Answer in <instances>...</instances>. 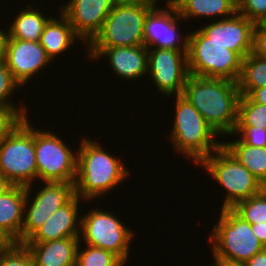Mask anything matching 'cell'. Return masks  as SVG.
Returning a JSON list of instances; mask_svg holds the SVG:
<instances>
[{
  "mask_svg": "<svg viewBox=\"0 0 266 266\" xmlns=\"http://www.w3.org/2000/svg\"><path fill=\"white\" fill-rule=\"evenodd\" d=\"M185 97L217 135H232L237 124L240 92L238 82L189 75Z\"/></svg>",
  "mask_w": 266,
  "mask_h": 266,
  "instance_id": "obj_1",
  "label": "cell"
},
{
  "mask_svg": "<svg viewBox=\"0 0 266 266\" xmlns=\"http://www.w3.org/2000/svg\"><path fill=\"white\" fill-rule=\"evenodd\" d=\"M77 156L75 195L89 201L105 194L128 176L118 158L111 156L99 143L83 138Z\"/></svg>",
  "mask_w": 266,
  "mask_h": 266,
  "instance_id": "obj_2",
  "label": "cell"
},
{
  "mask_svg": "<svg viewBox=\"0 0 266 266\" xmlns=\"http://www.w3.org/2000/svg\"><path fill=\"white\" fill-rule=\"evenodd\" d=\"M176 114L170 135L175 149L199 164L216 151L222 142L214 140L215 131L199 111L182 95L176 96ZM213 150V151H212Z\"/></svg>",
  "mask_w": 266,
  "mask_h": 266,
  "instance_id": "obj_3",
  "label": "cell"
},
{
  "mask_svg": "<svg viewBox=\"0 0 266 266\" xmlns=\"http://www.w3.org/2000/svg\"><path fill=\"white\" fill-rule=\"evenodd\" d=\"M243 58L232 50L210 42L200 30L188 34V70L197 77L238 82Z\"/></svg>",
  "mask_w": 266,
  "mask_h": 266,
  "instance_id": "obj_4",
  "label": "cell"
},
{
  "mask_svg": "<svg viewBox=\"0 0 266 266\" xmlns=\"http://www.w3.org/2000/svg\"><path fill=\"white\" fill-rule=\"evenodd\" d=\"M214 259L247 262L266 247L257 239L252 225L231 208L221 209L219 221L210 236Z\"/></svg>",
  "mask_w": 266,
  "mask_h": 266,
  "instance_id": "obj_5",
  "label": "cell"
},
{
  "mask_svg": "<svg viewBox=\"0 0 266 266\" xmlns=\"http://www.w3.org/2000/svg\"><path fill=\"white\" fill-rule=\"evenodd\" d=\"M214 153V154H213ZM199 164L227 190L222 209L260 193L263 184L222 145ZM216 153V155H215Z\"/></svg>",
  "mask_w": 266,
  "mask_h": 266,
  "instance_id": "obj_6",
  "label": "cell"
},
{
  "mask_svg": "<svg viewBox=\"0 0 266 266\" xmlns=\"http://www.w3.org/2000/svg\"><path fill=\"white\" fill-rule=\"evenodd\" d=\"M0 173L12 185L24 187L37 179L34 128L27 118L0 143Z\"/></svg>",
  "mask_w": 266,
  "mask_h": 266,
  "instance_id": "obj_7",
  "label": "cell"
},
{
  "mask_svg": "<svg viewBox=\"0 0 266 266\" xmlns=\"http://www.w3.org/2000/svg\"><path fill=\"white\" fill-rule=\"evenodd\" d=\"M152 6L117 1L102 30L88 47H136L144 45L143 29L147 13Z\"/></svg>",
  "mask_w": 266,
  "mask_h": 266,
  "instance_id": "obj_8",
  "label": "cell"
},
{
  "mask_svg": "<svg viewBox=\"0 0 266 266\" xmlns=\"http://www.w3.org/2000/svg\"><path fill=\"white\" fill-rule=\"evenodd\" d=\"M37 178L44 182L74 183L77 156L58 136L34 129Z\"/></svg>",
  "mask_w": 266,
  "mask_h": 266,
  "instance_id": "obj_9",
  "label": "cell"
},
{
  "mask_svg": "<svg viewBox=\"0 0 266 266\" xmlns=\"http://www.w3.org/2000/svg\"><path fill=\"white\" fill-rule=\"evenodd\" d=\"M80 224L85 245L110 251L126 263L133 232L117 217L95 208L80 219Z\"/></svg>",
  "mask_w": 266,
  "mask_h": 266,
  "instance_id": "obj_10",
  "label": "cell"
},
{
  "mask_svg": "<svg viewBox=\"0 0 266 266\" xmlns=\"http://www.w3.org/2000/svg\"><path fill=\"white\" fill-rule=\"evenodd\" d=\"M45 186L36 193L32 203L30 200L31 186L26 187V201L21 231V243H24L58 208L67 204L75 196V185L69 182H45ZM29 204L30 207H29ZM29 208H28V207ZM28 210H27V209ZM27 210V211H26Z\"/></svg>",
  "mask_w": 266,
  "mask_h": 266,
  "instance_id": "obj_11",
  "label": "cell"
},
{
  "mask_svg": "<svg viewBox=\"0 0 266 266\" xmlns=\"http://www.w3.org/2000/svg\"><path fill=\"white\" fill-rule=\"evenodd\" d=\"M187 52L158 48L148 50V72L158 91L167 96L182 95L190 75Z\"/></svg>",
  "mask_w": 266,
  "mask_h": 266,
  "instance_id": "obj_12",
  "label": "cell"
},
{
  "mask_svg": "<svg viewBox=\"0 0 266 266\" xmlns=\"http://www.w3.org/2000/svg\"><path fill=\"white\" fill-rule=\"evenodd\" d=\"M167 7L166 9H156L157 7H153L147 13L143 29L144 46L147 49L154 46L158 49L188 51V35L183 37V41H179L180 37L176 21L181 19V16L174 4H168ZM177 41L183 42L182 46Z\"/></svg>",
  "mask_w": 266,
  "mask_h": 266,
  "instance_id": "obj_13",
  "label": "cell"
},
{
  "mask_svg": "<svg viewBox=\"0 0 266 266\" xmlns=\"http://www.w3.org/2000/svg\"><path fill=\"white\" fill-rule=\"evenodd\" d=\"M254 28V22L236 12L199 30L210 42L237 52L244 59L253 49Z\"/></svg>",
  "mask_w": 266,
  "mask_h": 266,
  "instance_id": "obj_14",
  "label": "cell"
},
{
  "mask_svg": "<svg viewBox=\"0 0 266 266\" xmlns=\"http://www.w3.org/2000/svg\"><path fill=\"white\" fill-rule=\"evenodd\" d=\"M116 2L117 0H70L66 6H61V12L74 32L87 44L102 30L104 20Z\"/></svg>",
  "mask_w": 266,
  "mask_h": 266,
  "instance_id": "obj_15",
  "label": "cell"
},
{
  "mask_svg": "<svg viewBox=\"0 0 266 266\" xmlns=\"http://www.w3.org/2000/svg\"><path fill=\"white\" fill-rule=\"evenodd\" d=\"M49 61L51 59L39 42L8 39L5 62L19 86L25 85Z\"/></svg>",
  "mask_w": 266,
  "mask_h": 266,
  "instance_id": "obj_16",
  "label": "cell"
},
{
  "mask_svg": "<svg viewBox=\"0 0 266 266\" xmlns=\"http://www.w3.org/2000/svg\"><path fill=\"white\" fill-rule=\"evenodd\" d=\"M88 57L97 59L108 56L115 74L124 79H137L148 73V49L136 47H88Z\"/></svg>",
  "mask_w": 266,
  "mask_h": 266,
  "instance_id": "obj_17",
  "label": "cell"
},
{
  "mask_svg": "<svg viewBox=\"0 0 266 266\" xmlns=\"http://www.w3.org/2000/svg\"><path fill=\"white\" fill-rule=\"evenodd\" d=\"M79 197L75 195L67 204L58 208L24 243H43L66 237H78ZM78 224V225H77ZM78 226V227H77Z\"/></svg>",
  "mask_w": 266,
  "mask_h": 266,
  "instance_id": "obj_18",
  "label": "cell"
},
{
  "mask_svg": "<svg viewBox=\"0 0 266 266\" xmlns=\"http://www.w3.org/2000/svg\"><path fill=\"white\" fill-rule=\"evenodd\" d=\"M26 187L12 185L0 195V235L8 243H21Z\"/></svg>",
  "mask_w": 266,
  "mask_h": 266,
  "instance_id": "obj_19",
  "label": "cell"
},
{
  "mask_svg": "<svg viewBox=\"0 0 266 266\" xmlns=\"http://www.w3.org/2000/svg\"><path fill=\"white\" fill-rule=\"evenodd\" d=\"M81 240L79 236L23 244L31 254L33 266H76L77 249Z\"/></svg>",
  "mask_w": 266,
  "mask_h": 266,
  "instance_id": "obj_20",
  "label": "cell"
},
{
  "mask_svg": "<svg viewBox=\"0 0 266 266\" xmlns=\"http://www.w3.org/2000/svg\"><path fill=\"white\" fill-rule=\"evenodd\" d=\"M61 15L60 21L55 18L48 20L39 41L51 60L70 48L76 38H80L68 19Z\"/></svg>",
  "mask_w": 266,
  "mask_h": 266,
  "instance_id": "obj_21",
  "label": "cell"
},
{
  "mask_svg": "<svg viewBox=\"0 0 266 266\" xmlns=\"http://www.w3.org/2000/svg\"><path fill=\"white\" fill-rule=\"evenodd\" d=\"M174 5L182 19L212 15L228 18L237 12V0H178Z\"/></svg>",
  "mask_w": 266,
  "mask_h": 266,
  "instance_id": "obj_22",
  "label": "cell"
},
{
  "mask_svg": "<svg viewBox=\"0 0 266 266\" xmlns=\"http://www.w3.org/2000/svg\"><path fill=\"white\" fill-rule=\"evenodd\" d=\"M222 146L266 187V147H253L240 139Z\"/></svg>",
  "mask_w": 266,
  "mask_h": 266,
  "instance_id": "obj_23",
  "label": "cell"
},
{
  "mask_svg": "<svg viewBox=\"0 0 266 266\" xmlns=\"http://www.w3.org/2000/svg\"><path fill=\"white\" fill-rule=\"evenodd\" d=\"M30 8L28 7L26 11H20V14L17 15L8 30V39L40 41L44 26L50 18H45L38 10L33 9V7Z\"/></svg>",
  "mask_w": 266,
  "mask_h": 266,
  "instance_id": "obj_24",
  "label": "cell"
},
{
  "mask_svg": "<svg viewBox=\"0 0 266 266\" xmlns=\"http://www.w3.org/2000/svg\"><path fill=\"white\" fill-rule=\"evenodd\" d=\"M266 86V58L252 52L242 60V70L238 80L240 95H248L253 89Z\"/></svg>",
  "mask_w": 266,
  "mask_h": 266,
  "instance_id": "obj_25",
  "label": "cell"
},
{
  "mask_svg": "<svg viewBox=\"0 0 266 266\" xmlns=\"http://www.w3.org/2000/svg\"><path fill=\"white\" fill-rule=\"evenodd\" d=\"M231 209L251 225L266 222V187L260 193L239 201Z\"/></svg>",
  "mask_w": 266,
  "mask_h": 266,
  "instance_id": "obj_26",
  "label": "cell"
},
{
  "mask_svg": "<svg viewBox=\"0 0 266 266\" xmlns=\"http://www.w3.org/2000/svg\"><path fill=\"white\" fill-rule=\"evenodd\" d=\"M236 126L266 129V104L255 103L247 95H240Z\"/></svg>",
  "mask_w": 266,
  "mask_h": 266,
  "instance_id": "obj_27",
  "label": "cell"
},
{
  "mask_svg": "<svg viewBox=\"0 0 266 266\" xmlns=\"http://www.w3.org/2000/svg\"><path fill=\"white\" fill-rule=\"evenodd\" d=\"M89 247V248H88ZM124 262L114 253L87 244V249H77L76 266H124Z\"/></svg>",
  "mask_w": 266,
  "mask_h": 266,
  "instance_id": "obj_28",
  "label": "cell"
},
{
  "mask_svg": "<svg viewBox=\"0 0 266 266\" xmlns=\"http://www.w3.org/2000/svg\"><path fill=\"white\" fill-rule=\"evenodd\" d=\"M0 266H33V262L23 243H8L0 248Z\"/></svg>",
  "mask_w": 266,
  "mask_h": 266,
  "instance_id": "obj_29",
  "label": "cell"
},
{
  "mask_svg": "<svg viewBox=\"0 0 266 266\" xmlns=\"http://www.w3.org/2000/svg\"><path fill=\"white\" fill-rule=\"evenodd\" d=\"M23 107H0V143L5 140L25 118H27V109L25 106Z\"/></svg>",
  "mask_w": 266,
  "mask_h": 266,
  "instance_id": "obj_30",
  "label": "cell"
},
{
  "mask_svg": "<svg viewBox=\"0 0 266 266\" xmlns=\"http://www.w3.org/2000/svg\"><path fill=\"white\" fill-rule=\"evenodd\" d=\"M18 85L19 84L12 77L11 71L7 67L5 60L0 61V107H17L11 104L7 99L9 98V95L11 93L13 94V91L19 87Z\"/></svg>",
  "mask_w": 266,
  "mask_h": 266,
  "instance_id": "obj_31",
  "label": "cell"
},
{
  "mask_svg": "<svg viewBox=\"0 0 266 266\" xmlns=\"http://www.w3.org/2000/svg\"><path fill=\"white\" fill-rule=\"evenodd\" d=\"M241 133L243 143L253 147H266V129L253 126H236L234 133Z\"/></svg>",
  "mask_w": 266,
  "mask_h": 266,
  "instance_id": "obj_32",
  "label": "cell"
},
{
  "mask_svg": "<svg viewBox=\"0 0 266 266\" xmlns=\"http://www.w3.org/2000/svg\"><path fill=\"white\" fill-rule=\"evenodd\" d=\"M266 12V0H237V13L255 22Z\"/></svg>",
  "mask_w": 266,
  "mask_h": 266,
  "instance_id": "obj_33",
  "label": "cell"
},
{
  "mask_svg": "<svg viewBox=\"0 0 266 266\" xmlns=\"http://www.w3.org/2000/svg\"><path fill=\"white\" fill-rule=\"evenodd\" d=\"M252 53L258 57L266 58V32H253V49Z\"/></svg>",
  "mask_w": 266,
  "mask_h": 266,
  "instance_id": "obj_34",
  "label": "cell"
},
{
  "mask_svg": "<svg viewBox=\"0 0 266 266\" xmlns=\"http://www.w3.org/2000/svg\"><path fill=\"white\" fill-rule=\"evenodd\" d=\"M247 96L255 103L266 104V86L253 89Z\"/></svg>",
  "mask_w": 266,
  "mask_h": 266,
  "instance_id": "obj_35",
  "label": "cell"
},
{
  "mask_svg": "<svg viewBox=\"0 0 266 266\" xmlns=\"http://www.w3.org/2000/svg\"><path fill=\"white\" fill-rule=\"evenodd\" d=\"M252 231L257 239L266 247V222L253 224Z\"/></svg>",
  "mask_w": 266,
  "mask_h": 266,
  "instance_id": "obj_36",
  "label": "cell"
},
{
  "mask_svg": "<svg viewBox=\"0 0 266 266\" xmlns=\"http://www.w3.org/2000/svg\"><path fill=\"white\" fill-rule=\"evenodd\" d=\"M245 264L246 266H266V248L253 255Z\"/></svg>",
  "mask_w": 266,
  "mask_h": 266,
  "instance_id": "obj_37",
  "label": "cell"
},
{
  "mask_svg": "<svg viewBox=\"0 0 266 266\" xmlns=\"http://www.w3.org/2000/svg\"><path fill=\"white\" fill-rule=\"evenodd\" d=\"M9 38V33H5L0 29V61L5 60V53L7 47V41Z\"/></svg>",
  "mask_w": 266,
  "mask_h": 266,
  "instance_id": "obj_38",
  "label": "cell"
},
{
  "mask_svg": "<svg viewBox=\"0 0 266 266\" xmlns=\"http://www.w3.org/2000/svg\"><path fill=\"white\" fill-rule=\"evenodd\" d=\"M215 264L211 266H246L245 262L233 261L229 259H215Z\"/></svg>",
  "mask_w": 266,
  "mask_h": 266,
  "instance_id": "obj_39",
  "label": "cell"
},
{
  "mask_svg": "<svg viewBox=\"0 0 266 266\" xmlns=\"http://www.w3.org/2000/svg\"><path fill=\"white\" fill-rule=\"evenodd\" d=\"M254 31L266 32V12L254 22Z\"/></svg>",
  "mask_w": 266,
  "mask_h": 266,
  "instance_id": "obj_40",
  "label": "cell"
},
{
  "mask_svg": "<svg viewBox=\"0 0 266 266\" xmlns=\"http://www.w3.org/2000/svg\"><path fill=\"white\" fill-rule=\"evenodd\" d=\"M117 1L124 2V3L144 4V5L152 6V7H156L155 5H157L156 0H117Z\"/></svg>",
  "mask_w": 266,
  "mask_h": 266,
  "instance_id": "obj_41",
  "label": "cell"
},
{
  "mask_svg": "<svg viewBox=\"0 0 266 266\" xmlns=\"http://www.w3.org/2000/svg\"><path fill=\"white\" fill-rule=\"evenodd\" d=\"M12 184L8 181V179L0 173V195L7 191Z\"/></svg>",
  "mask_w": 266,
  "mask_h": 266,
  "instance_id": "obj_42",
  "label": "cell"
},
{
  "mask_svg": "<svg viewBox=\"0 0 266 266\" xmlns=\"http://www.w3.org/2000/svg\"><path fill=\"white\" fill-rule=\"evenodd\" d=\"M8 242L0 235V248L6 246Z\"/></svg>",
  "mask_w": 266,
  "mask_h": 266,
  "instance_id": "obj_43",
  "label": "cell"
},
{
  "mask_svg": "<svg viewBox=\"0 0 266 266\" xmlns=\"http://www.w3.org/2000/svg\"><path fill=\"white\" fill-rule=\"evenodd\" d=\"M176 1H178V0H168L167 2V4H174Z\"/></svg>",
  "mask_w": 266,
  "mask_h": 266,
  "instance_id": "obj_44",
  "label": "cell"
}]
</instances>
